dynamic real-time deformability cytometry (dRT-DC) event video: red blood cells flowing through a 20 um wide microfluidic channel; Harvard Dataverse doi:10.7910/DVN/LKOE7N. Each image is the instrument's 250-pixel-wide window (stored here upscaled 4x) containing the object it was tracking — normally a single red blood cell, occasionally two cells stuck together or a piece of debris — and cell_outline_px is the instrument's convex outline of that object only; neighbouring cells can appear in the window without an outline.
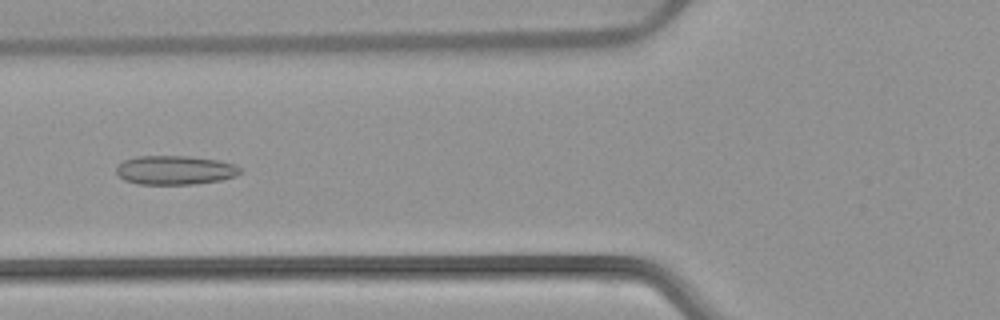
{"species": "common noctule bat (a hibernating species)", "species_latin": "Nyctalus noctula", "temperature_condition": "warm", "stored_images_in_passage": 53, "camera_frame_rate_fps": 3000, "um_per_image_px": 0.085, "animal": {"sex": "female", "body_mass_g": 22.7, "forearm_length_mm": 54.2}, "frame": {"image": 1, "passage_image": 20, "time_ms": 6.333, "image_size_px": [1000, 320], "cell_outline_px": [[244, 168], [236, 176], [220, 180], [192, 184], [140, 184], [124, 180], [116, 172], [116, 168], [124, 160], [136, 156], [188, 156], [220, 160]], "centroid_in_image_um": [14.89, 14.45], "position_along_channel_um": 110.9, "area_um2": 20.92}}
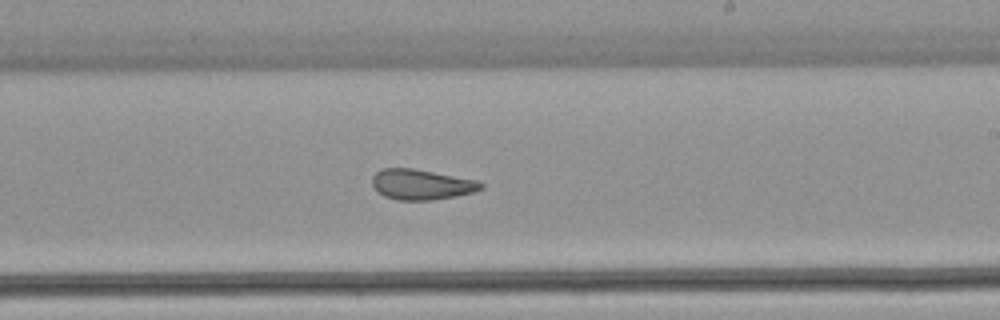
{"frame": {"image": 2, "passage_image": 31, "time_ms": 10.0, "image_size_px": [1000, 320], "cell_outline_px": [[484, 188], [472, 192], [456, 196], [432, 200], [396, 200], [384, 196], [376, 192], [372, 184], [372, 176], [376, 172], [384, 168], [412, 168], [480, 180], [484, 184]], "centroid_in_image_um": [35.83, 15.68], "position_along_channel_um": 253.2, "area_um2": 19.48}}
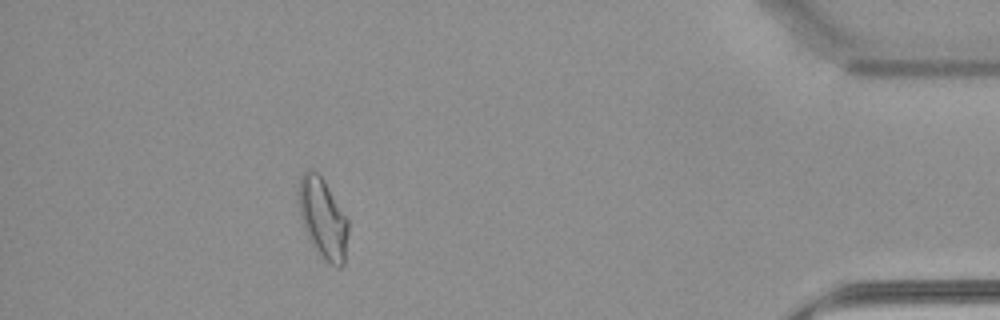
{"frame": {"image": 3, "passage_image": 47, "time_ms": 15.333, "image_size_px": [1000, 320], "cell_outline_px": [[348, 232], [344, 264], [340, 268], [336, 268], [320, 256], [312, 244], [304, 228], [300, 216], [296, 192], [300, 176], [304, 168], [312, 168], [324, 180], [348, 220]], "centroid_in_image_um": [27.41, 18.52], "position_along_channel_um": 407.8, "area_um2": 23.52}, "authors_computed_cell_mechanics": {"area_um2": 21.3282, "velocity_mm_per_s": 3.8814, "shape_relaxation_time_tau1_ms": null, "shape_relaxation_time_tau2_ms": 2.1772, "deformation_change_tau1": null, "deformation_change_tau2": 0.1046}}